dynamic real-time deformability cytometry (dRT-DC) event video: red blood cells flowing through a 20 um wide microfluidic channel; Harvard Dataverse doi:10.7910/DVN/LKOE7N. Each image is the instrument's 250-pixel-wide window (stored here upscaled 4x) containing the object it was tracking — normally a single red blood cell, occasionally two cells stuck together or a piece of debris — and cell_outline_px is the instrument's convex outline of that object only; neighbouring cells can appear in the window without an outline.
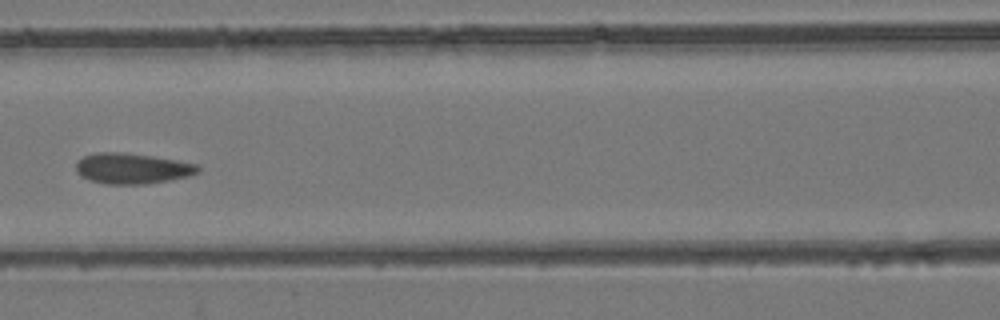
{"species": "common noctule bat (a hibernating species)", "species_latin": "Nyctalus noctula", "temperature_condition": "room temperature", "stored_images_in_passage": 8, "camera_frame_rate_fps": 3000, "um_per_image_px": 0.085, "animal": {"sex": "female", "body_mass_g": 24.6, "forearm_length_mm": 56.2}, "frame": {"image": 1, "passage_image": 7, "time_ms": 7.667, "image_size_px": [1000, 320], "cell_outline_px": [[200, 172], [188, 176], [148, 184], [104, 184], [88, 180], [76, 172], [76, 164], [84, 156], [96, 152], [120, 152], [152, 156], [176, 160], [196, 164], [200, 168]], "centroid_in_image_um": [11.22, 14.32], "position_along_channel_um": 155.4, "area_um2": 21.73}}
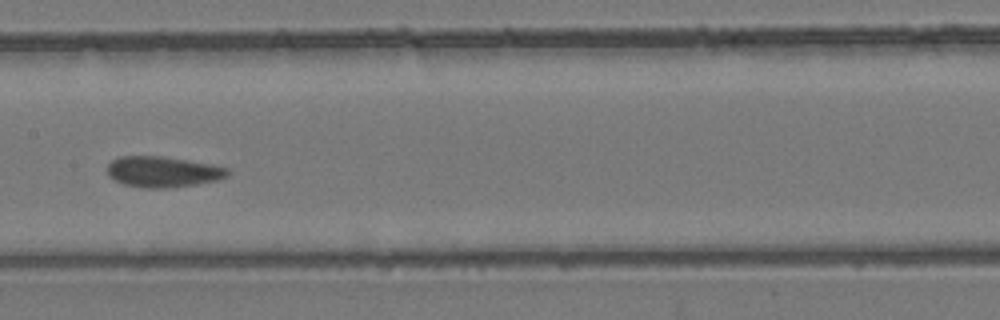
{"frame": {"image": 2, "passage_image": 8, "time_ms": 8.667, "image_size_px": [1000, 320], "cell_outline_px": [[228, 176], [216, 180], [196, 184], [164, 188], [144, 188], [124, 184], [108, 176], [108, 164], [112, 160], [120, 156], [160, 156], [188, 160], [212, 164], [228, 168]], "centroid_in_image_um": [13.83, 14.59], "position_along_channel_um": 193.6, "area_um2": 21.44}}